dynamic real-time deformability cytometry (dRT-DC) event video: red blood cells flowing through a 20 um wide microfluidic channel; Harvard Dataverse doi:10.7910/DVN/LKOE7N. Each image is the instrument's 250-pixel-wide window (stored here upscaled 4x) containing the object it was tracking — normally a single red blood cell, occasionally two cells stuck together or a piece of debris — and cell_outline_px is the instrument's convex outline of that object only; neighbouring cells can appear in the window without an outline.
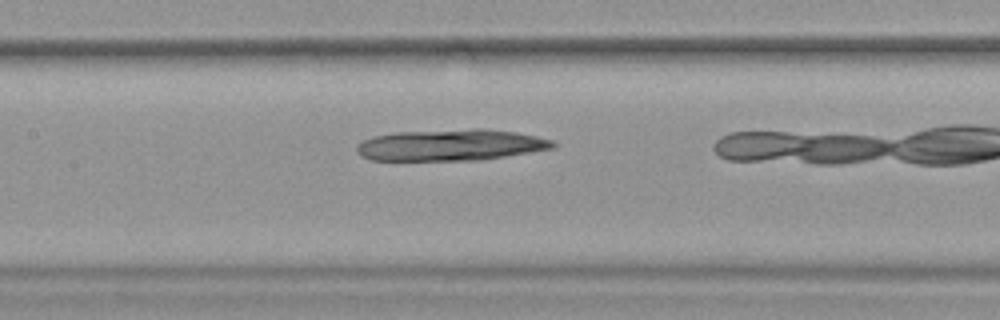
{"species": "common noctule bat (a hibernating species)", "species_latin": "Nyctalus noctula", "temperature_condition": "warm", "stored_images_in_passage": 34, "camera_frame_rate_fps": 3000, "um_per_image_px": 0.085, "animal": {"sex": "female", "body_mass_g": 19.9}, "frame": {"image": 1, "passage_image": 16, "time_ms": 5.0, "image_size_px": [1000, 320], "cell_outline_px": [[556, 144], [552, 148], [480, 160], [372, 160], [360, 156], [356, 152], [356, 144], [372, 136], [396, 132], [476, 128], [488, 128], [516, 132], [536, 136], [552, 140]], "centroid_in_image_um": [38.26, 12.31], "position_along_channel_um": 169.1, "area_um2": 35.95}}
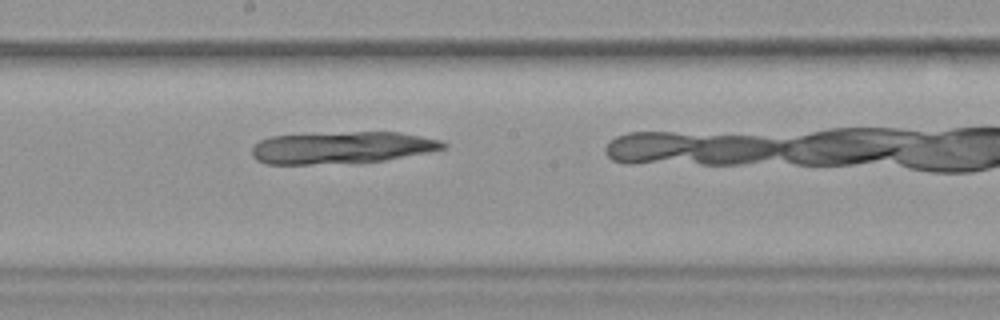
{"frame": {"image": 2, "passage_image": 20, "time_ms": 6.333, "image_size_px": [1000, 320], "cell_outline_px": [[448, 148], [428, 152], [384, 160], [308, 164], [264, 164], [256, 160], [252, 156], [252, 148], [260, 140], [272, 136], [352, 132], [400, 132], [440, 140], [448, 144]], "centroid_in_image_um": [29.06, 12.54], "position_along_channel_um": 219.1, "area_um2": 35.26}}